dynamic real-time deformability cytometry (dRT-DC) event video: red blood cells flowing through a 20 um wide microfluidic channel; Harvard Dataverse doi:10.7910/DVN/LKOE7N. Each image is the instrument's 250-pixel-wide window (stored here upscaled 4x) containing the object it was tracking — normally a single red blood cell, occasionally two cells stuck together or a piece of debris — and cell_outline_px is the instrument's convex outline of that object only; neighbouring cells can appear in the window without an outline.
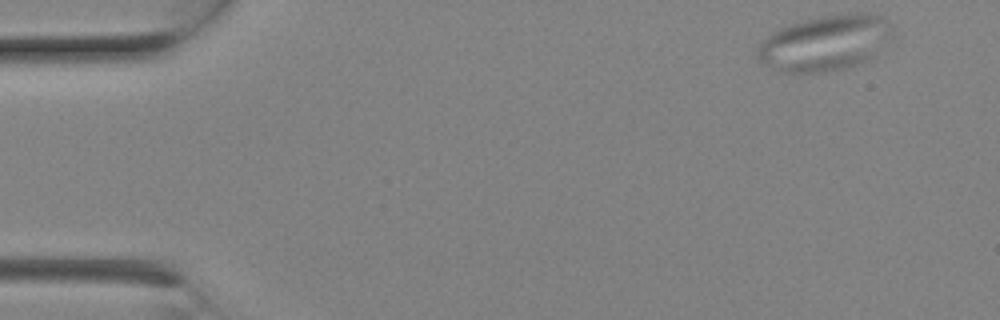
{"species": "Egyptian fruit bat (a non-hibernating species)", "species_latin": "Rousettus aegyptiacus", "temperature_condition": "room temperature", "stored_images_in_passage": 7, "camera_frame_rate_fps": 3000, "um_per_image_px": 0.085, "animal": {"sex": "female"}, "frame": {"image": 1, "passage_image": 1, "time_ms": 0.0, "image_size_px": [1000, 320], "cell_outline_px": [[892, 40], [876, 56], [868, 60], [848, 68], [824, 72], [780, 72], [764, 64], [756, 56], [756, 48], [768, 36], [788, 24], [804, 20], [844, 12], [868, 12], [888, 16], [892, 24]], "centroid_in_image_um": [70.25, 3.63], "position_along_channel_um": 14.8, "area_um2": 44.68}}
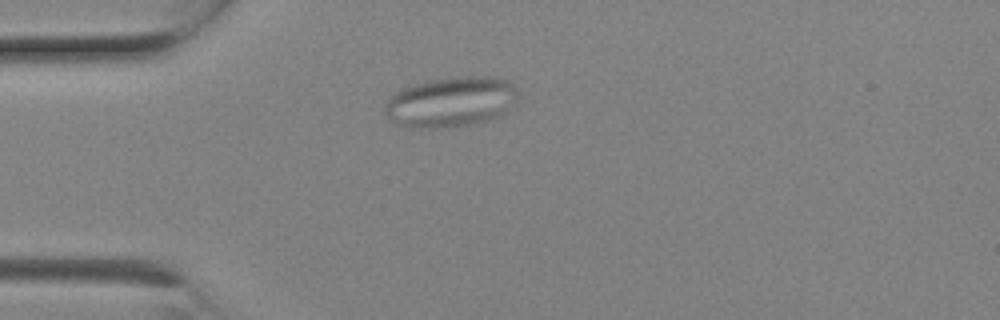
{"frame": {"image": 2, "passage_image": 5, "time_ms": 1.333, "image_size_px": [1000, 320], "cell_outline_px": [[520, 92], [516, 100], [500, 116], [492, 120], [476, 124], [440, 128], [412, 128], [396, 124], [388, 120], [384, 112], [384, 104], [388, 96], [404, 88], [416, 84], [432, 80], [452, 76], [500, 76], [508, 80]], "centroid_in_image_um": [38.33, 8.67], "position_along_channel_um": 46.7, "area_um2": 39.77}}
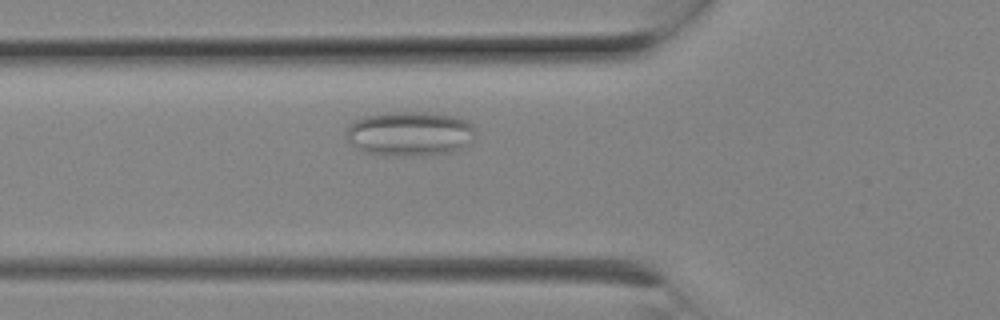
{"frame": {"image": 3, "passage_image": 7, "time_ms": 2.0, "image_size_px": [1000, 320], "cell_outline_px": [[476, 128], [464, 144], [460, 148], [452, 152], [416, 156], [384, 156], [364, 152], [352, 144], [348, 140], [344, 132], [356, 120], [364, 116], [388, 112], [428, 112], [452, 116], [464, 120], [472, 124]], "centroid_in_image_um": [34.76, 11.37], "position_along_channel_um": 91.0, "area_um2": 33.35}}